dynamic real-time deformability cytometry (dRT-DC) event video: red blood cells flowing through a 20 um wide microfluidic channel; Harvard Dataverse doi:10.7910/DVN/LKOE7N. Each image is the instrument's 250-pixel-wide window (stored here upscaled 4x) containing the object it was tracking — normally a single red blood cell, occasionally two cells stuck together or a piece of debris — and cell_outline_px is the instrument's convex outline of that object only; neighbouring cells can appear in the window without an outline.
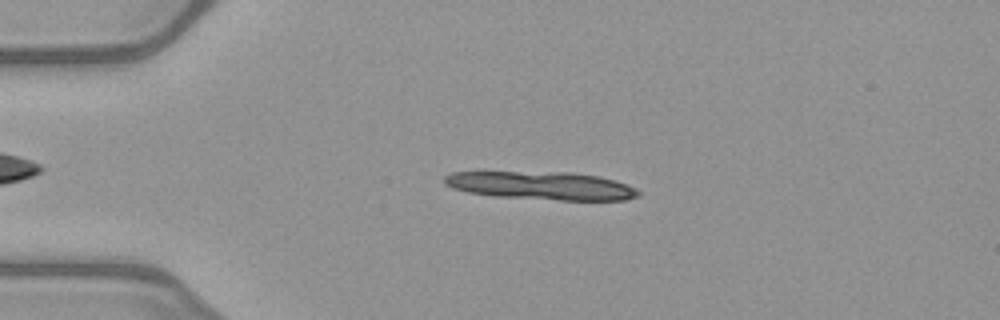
{"species": "common noctule bat (a hibernating species)", "species_latin": "Nyctalus noctula", "temperature_condition": "warm", "stored_images_in_passage": 18, "segment_of_instrument_passage": [1, 2], "camera_frame_rate_fps": 3000, "um_per_image_px": 0.085, "animal": {"sex": "female", "body_mass_g": 21.9}, "frame": {"image": 1, "passage_image": 11, "time_ms": 3.333, "image_size_px": [1000, 320], "cell_outline_px": [[640, 196], [624, 200], [560, 200], [492, 196], [468, 192], [452, 188], [444, 184], [444, 176], [452, 172], [572, 172], [596, 176], [616, 180], [636, 188], [640, 192]], "centroid_in_image_um": [46.03, 15.78], "position_along_channel_um": 39.0, "area_um2": 31.85}}